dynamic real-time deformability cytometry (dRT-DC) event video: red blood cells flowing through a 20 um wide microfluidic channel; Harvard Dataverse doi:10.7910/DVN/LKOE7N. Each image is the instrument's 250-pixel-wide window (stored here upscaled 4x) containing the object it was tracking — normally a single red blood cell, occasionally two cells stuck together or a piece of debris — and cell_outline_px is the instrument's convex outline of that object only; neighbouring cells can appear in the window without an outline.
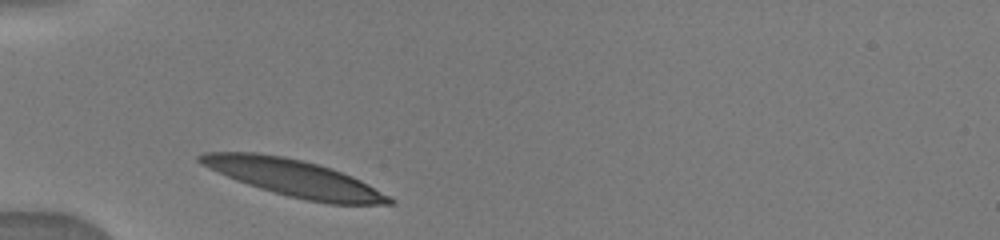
{"species": "human", "species_latin": "Homo sapiens", "temperature_condition": "warm", "stored_images_in_passage": 2, "camera_frame_rate_fps": 3000, "um_per_image_px": 0.085, "donor": {"sex": "male"}, "frame": {"image": 1, "passage_image": 1, "time_ms": 0.0, "image_size_px": [1000, 240], "cell_outline_px": [[396, 204], [328, 204], [304, 200], [288, 196], [260, 188], [236, 180], [208, 168], [200, 164], [196, 160], [196, 156], [204, 152], [256, 152], [284, 156], [332, 168], [352, 176], [368, 184], [396, 200]], "centroid_in_image_um": [24.98, 15.13], "position_along_channel_um": 60.0, "area_um2": 40.52}}